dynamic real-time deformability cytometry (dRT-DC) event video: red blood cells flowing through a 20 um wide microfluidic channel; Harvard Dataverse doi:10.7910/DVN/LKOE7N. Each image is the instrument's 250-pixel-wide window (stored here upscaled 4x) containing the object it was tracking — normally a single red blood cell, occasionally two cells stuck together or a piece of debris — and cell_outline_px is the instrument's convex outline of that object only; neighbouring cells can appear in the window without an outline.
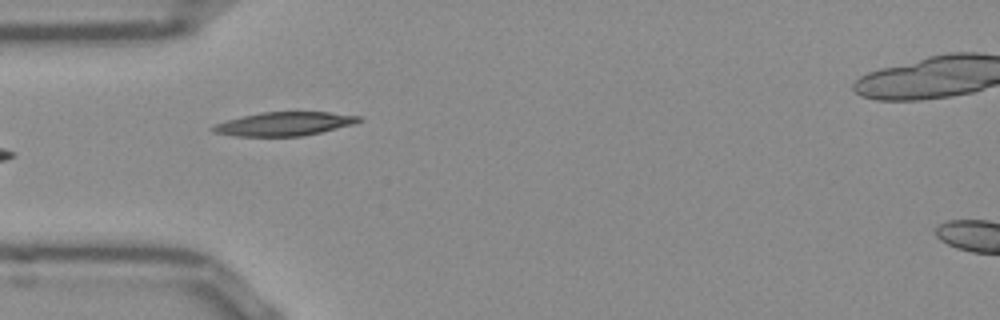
{"species": "Egyptian fruit bat (a non-hibernating species)", "species_latin": "Rousettus aegyptiacus", "temperature_condition": "room temperature", "stored_images_in_passage": 36, "camera_frame_rate_fps": 3000, "um_per_image_px": 0.085, "frame": {"image": 1, "passage_image": 1, "time_ms": 0.0, "image_size_px": [1000, 320], "cell_outline_px": [[364, 120], [352, 124], [320, 132], [300, 136], [236, 136], [212, 132], [208, 128], [216, 124], [228, 120], [260, 112], [328, 112], [360, 116]], "centroid_in_image_um": [24.14, 10.53], "position_along_channel_um": 60.9, "area_um2": 19.94}}
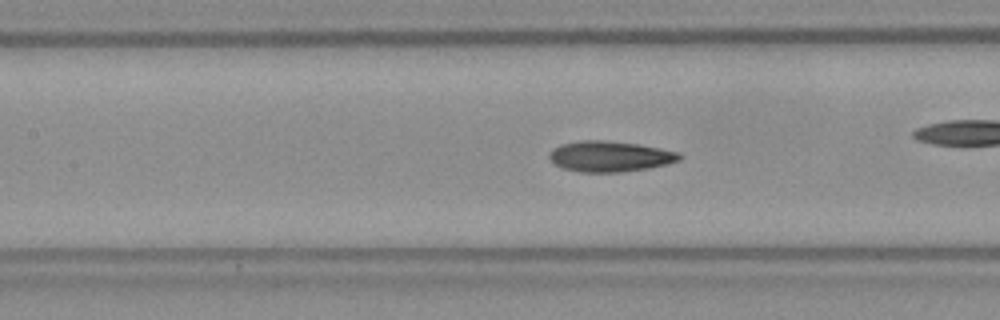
{"frame": {"image": 2, "passage_image": 6, "time_ms": 1.667, "image_size_px": [1000, 320], "cell_outline_px": [[684, 156], [680, 160], [668, 164], [648, 168], [620, 172], [580, 172], [560, 168], [548, 156], [552, 148], [560, 144], [580, 140], [604, 140], [640, 144], [680, 152]], "centroid_in_image_um": [51.86, 13.28], "position_along_channel_um": 155.5, "area_um2": 23.52}, "authors_computed_cell_mechanics": {"area_um2": 22.4842, "velocity_mm_per_s": 3.8511, "shape_relaxation_time_tau1_ms": 9.8278, "shape_relaxation_time_tau2_ms": 2.2868, "deformation_change_tau1": 0.2268, "deformation_change_tau2": 0.0775}}